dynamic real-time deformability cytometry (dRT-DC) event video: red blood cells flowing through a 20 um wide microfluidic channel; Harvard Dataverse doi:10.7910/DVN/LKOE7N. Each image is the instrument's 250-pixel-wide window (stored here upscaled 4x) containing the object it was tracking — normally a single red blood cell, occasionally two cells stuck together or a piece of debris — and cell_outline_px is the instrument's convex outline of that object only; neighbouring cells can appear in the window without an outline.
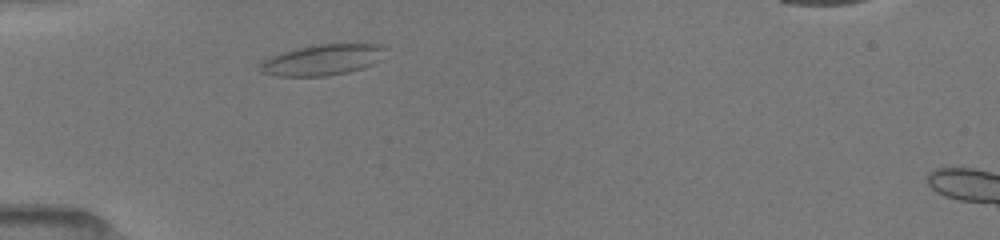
{"species": "common noctule bat (a hibernating species)", "species_latin": "Nyctalus noctula", "temperature_condition": "room temperature", "stored_images_in_passage": 3, "camera_frame_rate_fps": 3000, "um_per_image_px": 0.085, "animal": {"sex": "female", "body_mass_g": 19.5, "forearm_length_mm": 54.1}, "frame": {"image": 1, "passage_image": 1, "time_ms": 0.0, "image_size_px": [1000, 240], "cell_outline_px": [[384, 48], [380, 60], [364, 68], [348, 72], [328, 76], [276, 76], [260, 72], [260, 64], [264, 60], [272, 56], [284, 52], [300, 48], [320, 44], [380, 44]], "centroid_in_image_um": [27.41, 5.1], "position_along_channel_um": 57.6, "area_um2": 22.2}}
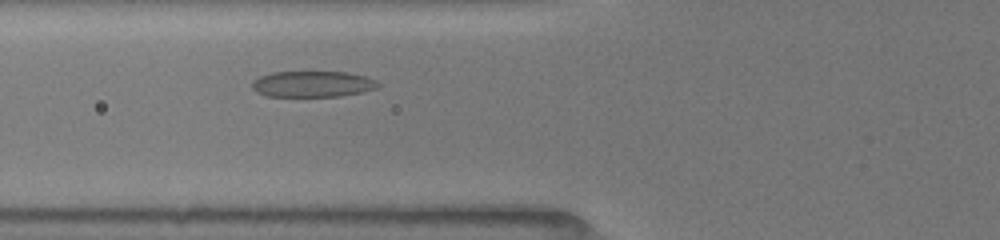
{"frame": {"image": 2, "passage_image": 3, "time_ms": 1.333, "image_size_px": [1000, 240], "cell_outline_px": [[380, 88], [364, 92], [340, 96], [268, 96], [256, 92], [252, 88], [252, 84], [260, 76], [272, 72], [344, 72], [364, 76], [376, 80], [380, 84]], "centroid_in_image_um": [26.62, 7.15], "position_along_channel_um": 99.2, "area_um2": 19.07}}